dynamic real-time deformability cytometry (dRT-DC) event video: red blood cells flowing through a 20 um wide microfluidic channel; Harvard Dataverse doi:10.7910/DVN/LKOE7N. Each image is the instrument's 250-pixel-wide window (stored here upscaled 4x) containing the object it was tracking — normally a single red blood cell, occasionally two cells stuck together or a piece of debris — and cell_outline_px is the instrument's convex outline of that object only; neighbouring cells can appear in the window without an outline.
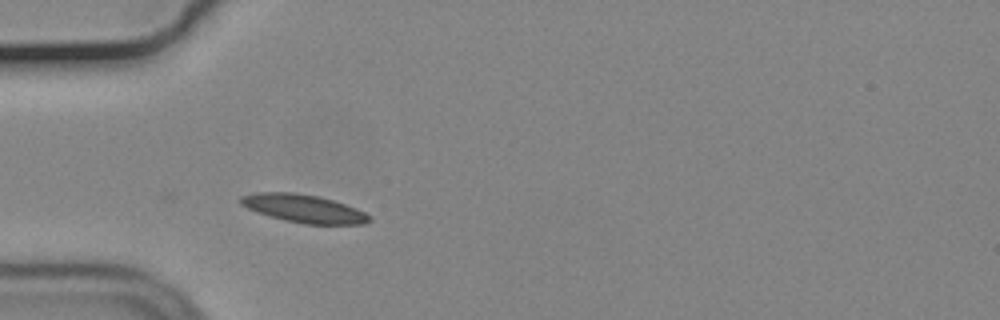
{"species": "common noctule bat (a hibernating species)", "species_latin": "Nyctalus noctula", "temperature_condition": "cold", "stored_images_in_passage": 40, "camera_frame_rate_fps": 3000, "um_per_image_px": 0.085, "animal": {"sex": "male", "body_mass_g": 19.2, "forearm_length_mm": 51.8}, "frame": {"image": 1, "passage_image": 1, "time_ms": 0.0, "image_size_px": [1000, 320], "cell_outline_px": [[372, 220], [364, 224], [304, 224], [284, 220], [248, 208], [240, 204], [240, 196], [256, 192], [292, 192], [320, 196], [344, 204], [364, 212]], "centroid_in_image_um": [25.8, 17.72], "position_along_channel_um": 59.2, "area_um2": 20.75}}
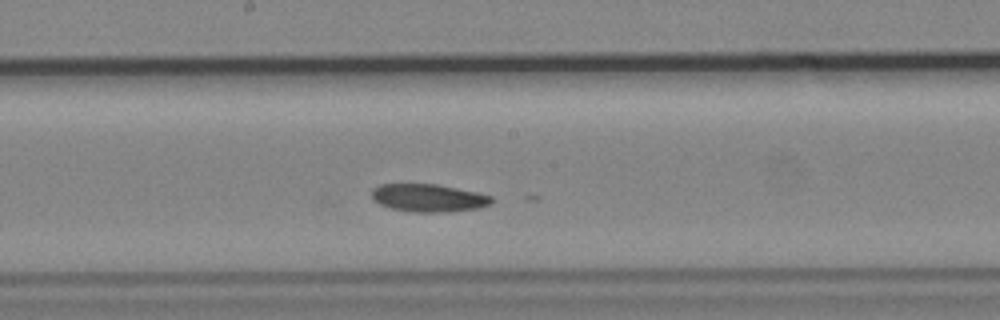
{"frame": {"image": 2, "passage_image": 14, "time_ms": 4.333, "image_size_px": [1000, 320], "cell_outline_px": [[492, 204], [480, 208], [448, 212], [408, 212], [388, 208], [372, 200], [372, 188], [380, 184], [436, 184], [476, 192], [492, 196]], "centroid_in_image_um": [36.4, 16.83], "position_along_channel_um": 211.8, "area_um2": 19.65}}
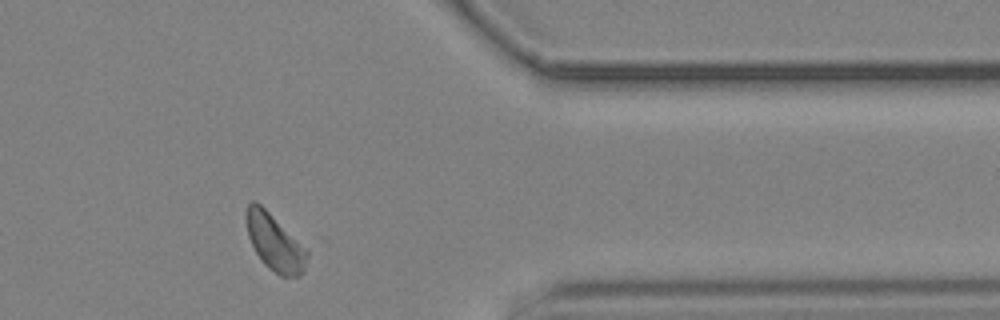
{"frame": {"image": 3, "passage_image": 30, "time_ms": 9.667, "image_size_px": [1000, 320], "cell_outline_px": [[308, 256], [304, 272], [300, 276], [280, 276], [268, 268], [264, 264], [256, 252], [248, 236], [244, 212], [248, 204], [252, 200], [256, 200], [308, 252]], "centroid_in_image_um": [23.31, 20.62], "position_along_channel_um": 388.1, "area_um2": 19.65}}